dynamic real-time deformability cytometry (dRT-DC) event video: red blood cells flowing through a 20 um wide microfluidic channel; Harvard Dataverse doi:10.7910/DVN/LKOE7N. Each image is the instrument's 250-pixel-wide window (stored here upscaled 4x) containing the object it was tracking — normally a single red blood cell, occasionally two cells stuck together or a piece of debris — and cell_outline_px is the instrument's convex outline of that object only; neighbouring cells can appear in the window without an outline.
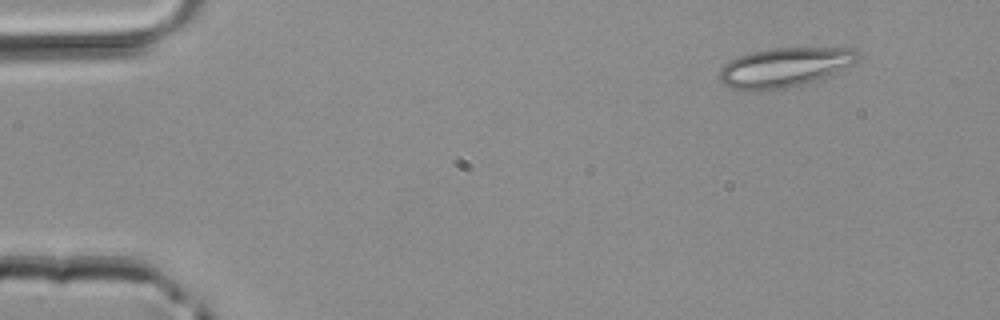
{"species": "common noctule bat (a hibernating species)", "species_latin": "Nyctalus noctula", "temperature_condition": "room temperature", "stored_images_in_passage": 2, "camera_frame_rate_fps": 3000, "um_per_image_px": 0.085, "animal": {"sex": "male", "body_mass_g": 20.4}, "frame": {"image": 1, "passage_image": 1, "time_ms": 0.0, "image_size_px": [1000, 320], "cell_outline_px": [[860, 56], [852, 64], [832, 76], [804, 84], [784, 88], [756, 92], [748, 92], [732, 88], [724, 84], [720, 80], [720, 68], [728, 60], [736, 56], [768, 48], [856, 48]], "centroid_in_image_um": [66.68, 5.74], "position_along_channel_um": 18.3, "area_um2": 32.37}}